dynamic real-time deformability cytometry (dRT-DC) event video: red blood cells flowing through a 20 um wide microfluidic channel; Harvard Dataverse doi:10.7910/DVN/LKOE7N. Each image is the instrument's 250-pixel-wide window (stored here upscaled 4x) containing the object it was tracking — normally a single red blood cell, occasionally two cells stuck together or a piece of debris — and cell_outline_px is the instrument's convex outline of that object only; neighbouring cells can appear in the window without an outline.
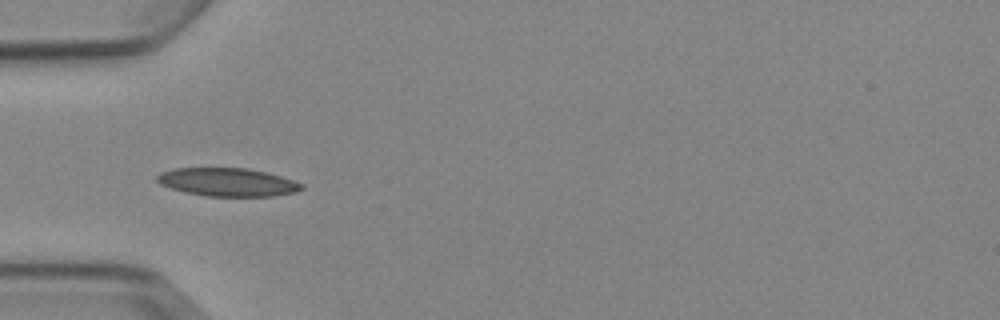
{"species": "Egyptian fruit bat (a non-hibernating species)", "species_latin": "Rousettus aegyptiacus", "temperature_condition": "cold", "stored_images_in_passage": 7, "camera_frame_rate_fps": 3000, "um_per_image_px": 0.085, "animal": {"sex": "female"}, "frame": {"image": 1, "passage_image": 5, "time_ms": 4.667, "image_size_px": [1000, 320], "cell_outline_px": [[304, 188], [296, 192], [272, 196], [204, 196], [172, 188], [160, 184], [156, 180], [156, 176], [160, 172], [172, 168], [244, 168], [264, 172], [280, 176], [304, 184]], "centroid_in_image_um": [19.33, 15.48], "position_along_channel_um": 65.7, "area_um2": 23.64}}
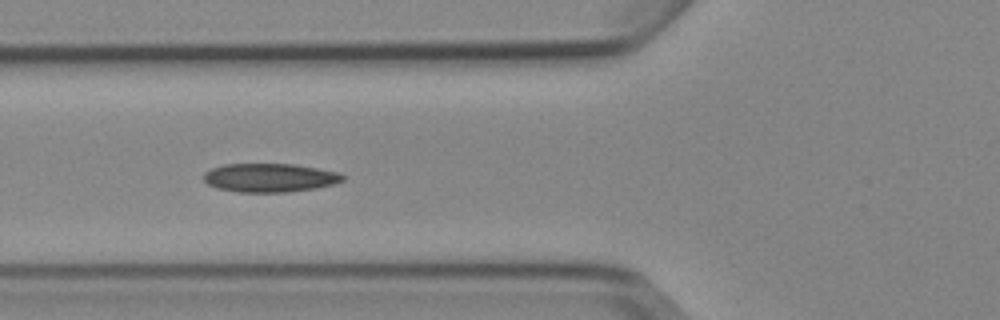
{"frame": {"image": 2, "passage_image": 6, "time_ms": 5.667, "image_size_px": [1000, 320], "cell_outline_px": [[344, 180], [336, 184], [316, 188], [288, 192], [236, 192], [216, 188], [208, 184], [204, 180], [204, 172], [212, 168], [224, 164], [292, 164], [340, 172], [344, 176]], "centroid_in_image_um": [22.94, 15.11], "position_along_channel_um": 102.9, "area_um2": 23.35}}
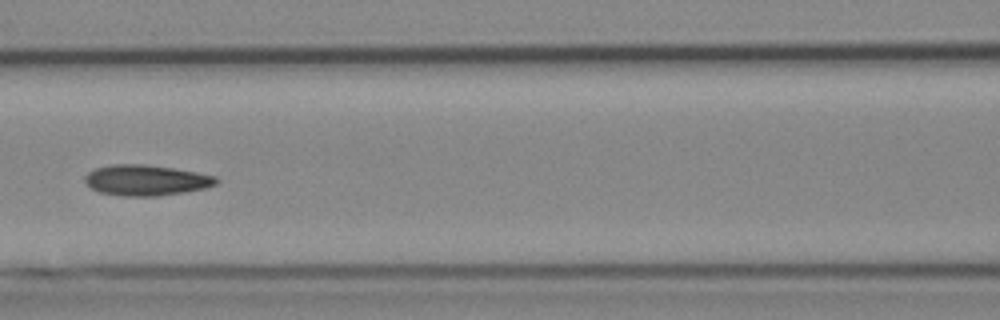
{"frame": {"image": 3, "passage_image": 7, "time_ms": 7.0, "image_size_px": [1000, 320], "cell_outline_px": [[220, 180], [216, 184], [204, 188], [184, 192], [156, 196], [124, 196], [100, 192], [92, 188], [84, 180], [84, 176], [88, 172], [96, 168], [112, 164], [148, 164], [196, 172], [216, 176]], "centroid_in_image_um": [12.42, 15.31], "position_along_channel_um": 154.2, "area_um2": 23.41}}